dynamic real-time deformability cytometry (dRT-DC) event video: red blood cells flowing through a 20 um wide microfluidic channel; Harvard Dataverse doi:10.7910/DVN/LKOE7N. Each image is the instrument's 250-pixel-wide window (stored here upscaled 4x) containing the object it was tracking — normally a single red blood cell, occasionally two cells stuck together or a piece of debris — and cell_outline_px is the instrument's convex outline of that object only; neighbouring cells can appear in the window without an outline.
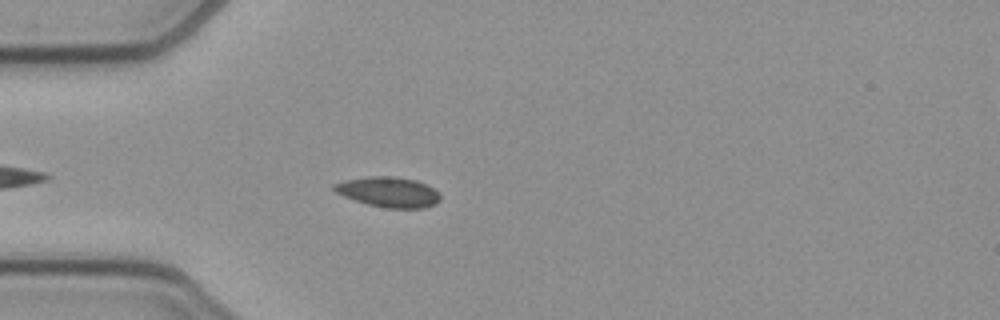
{"species": "common noctule bat (a hibernating species)", "species_latin": "Nyctalus noctula", "temperature_condition": "cold", "stored_images_in_passage": 43, "camera_frame_rate_fps": 3000, "um_per_image_px": 0.085, "animal": {"sex": "female", "body_mass_g": 21.9}, "frame": {"image": 1, "passage_image": 5, "time_ms": 1.333, "image_size_px": [1000, 320], "cell_outline_px": [[440, 200], [436, 204], [424, 208], [384, 208], [368, 204], [344, 196], [336, 192], [332, 188], [332, 184], [344, 180], [368, 176], [392, 176], [416, 180], [428, 184], [440, 192]], "centroid_in_image_um": [33.06, 16.31], "position_along_channel_um": 51.9, "area_um2": 18.9}}
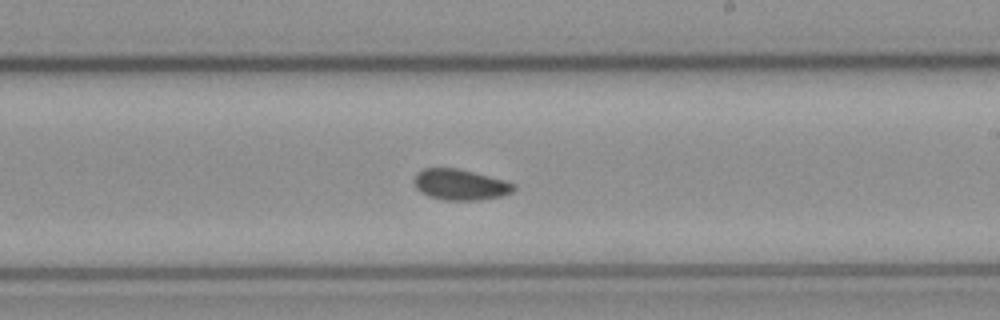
{"frame": {"image": 2, "passage_image": 21, "time_ms": 6.667, "image_size_px": [1000, 320], "cell_outline_px": [[516, 188], [512, 192], [500, 196], [480, 200], [444, 200], [428, 196], [420, 192], [416, 188], [412, 180], [416, 172], [424, 168], [460, 168], [504, 180], [516, 184]], "centroid_in_image_um": [39.09, 15.68], "position_along_channel_um": 249.9, "area_um2": 18.15}}
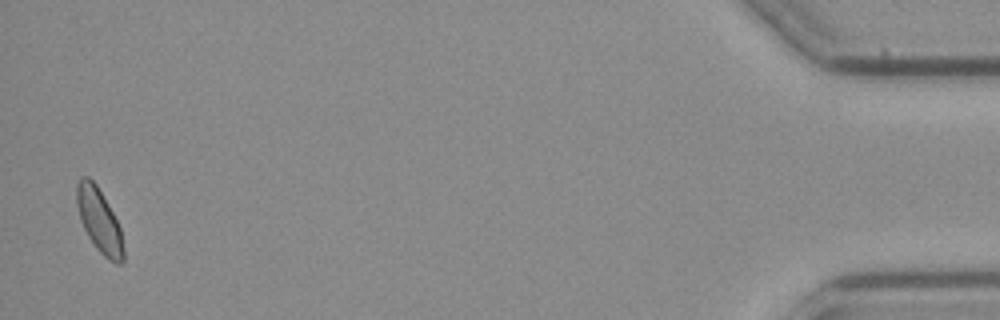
{"frame": {"image": 3, "passage_image": 42, "time_ms": 13.667, "image_size_px": [1000, 320], "cell_outline_px": [[124, 260], [120, 264], [116, 264], [108, 260], [96, 248], [88, 236], [80, 220], [76, 204], [76, 184], [80, 176], [88, 176], [96, 184], [112, 212], [120, 228], [124, 248]], "centroid_in_image_um": [8.42, 18.75], "position_along_channel_um": 426.8, "area_um2": 17.4}, "authors_computed_cell_mechanics": {"area_um2": 17.629, "velocity_mm_per_s": 3.8791, "shape_relaxation_time_tau1_ms": null, "shape_relaxation_time_tau2_ms": 3.5006, "deformation_change_tau1": null, "deformation_change_tau2": 0.078}}